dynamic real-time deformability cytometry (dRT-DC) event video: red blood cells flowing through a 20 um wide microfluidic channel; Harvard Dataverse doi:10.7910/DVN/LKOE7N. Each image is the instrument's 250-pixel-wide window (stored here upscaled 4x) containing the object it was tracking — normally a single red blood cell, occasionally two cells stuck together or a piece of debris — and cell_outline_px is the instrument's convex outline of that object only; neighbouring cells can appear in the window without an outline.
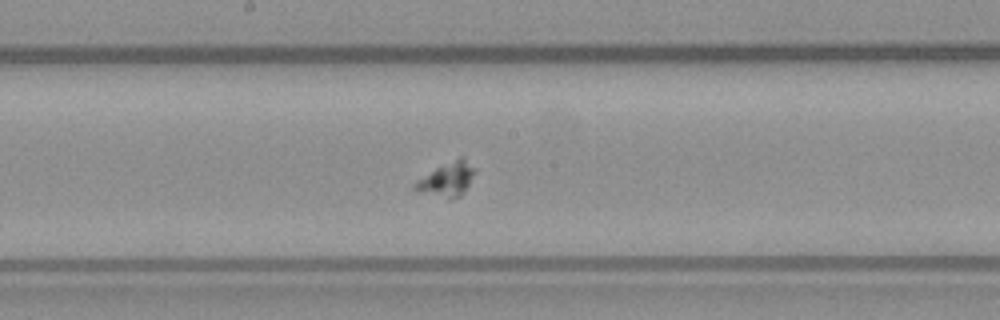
{"species": "common noctule bat (a hibernating species)", "species_latin": "Nyctalus noctula", "temperature_condition": "warm", "stored_images_in_passage": 45, "segment_of_instrument_passage": [1, 2], "camera_frame_rate_fps": 3000, "um_per_image_px": 0.085, "animal": {"sex": "male", "body_mass_g": 23.1, "forearm_length_mm": 52.7}, "frame": {"image": 1, "passage_image": 19, "time_ms": 6.0, "image_size_px": [1000, 320], "cell_outline_px": [[476, 172], [460, 196], [448, 200], [416, 192], [412, 188], [412, 184], [416, 180], [436, 168], [460, 156], [464, 156], [476, 168]], "centroid_in_image_um": [37.97, 15.26], "position_along_channel_um": 210.2, "area_um2": 12.2}}
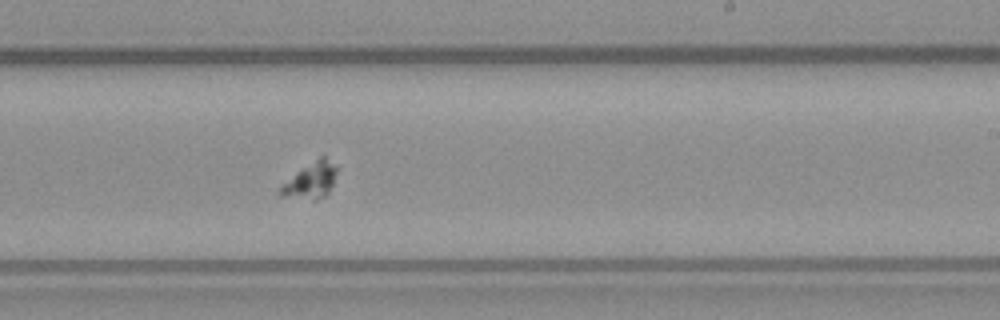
{"frame": {"image": 2, "passage_image": 23, "time_ms": 7.333, "image_size_px": [1000, 320], "cell_outline_px": [[336, 172], [332, 184], [328, 192], [324, 196], [316, 200], [280, 196], [276, 192], [300, 168], [320, 156], [324, 156], [336, 168]], "centroid_in_image_um": [26.38, 15.35], "position_along_channel_um": 262.6, "area_um2": 11.56}}
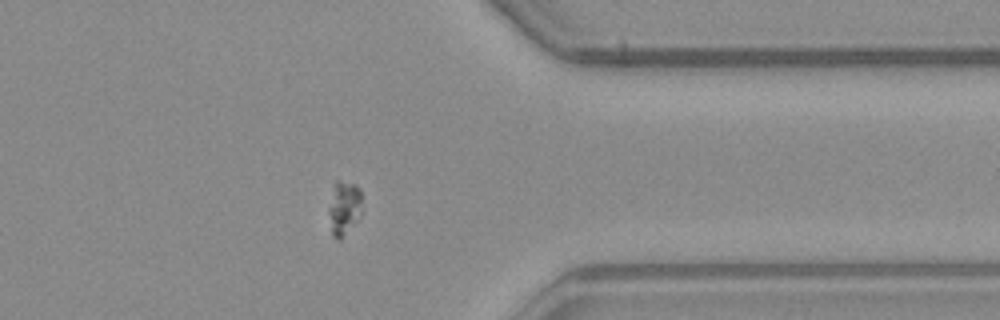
{"frame": {"image": 3, "passage_image": 33, "time_ms": 10.667, "image_size_px": [1000, 320], "cell_outline_px": [[364, 208], [360, 216], [340, 240], [336, 240], [332, 236], [328, 212], [328, 208], [336, 180], [340, 180], [356, 184], [360, 188]], "centroid_in_image_um": [29.28, 17.66], "position_along_channel_um": 382.1, "area_um2": 10.81}}